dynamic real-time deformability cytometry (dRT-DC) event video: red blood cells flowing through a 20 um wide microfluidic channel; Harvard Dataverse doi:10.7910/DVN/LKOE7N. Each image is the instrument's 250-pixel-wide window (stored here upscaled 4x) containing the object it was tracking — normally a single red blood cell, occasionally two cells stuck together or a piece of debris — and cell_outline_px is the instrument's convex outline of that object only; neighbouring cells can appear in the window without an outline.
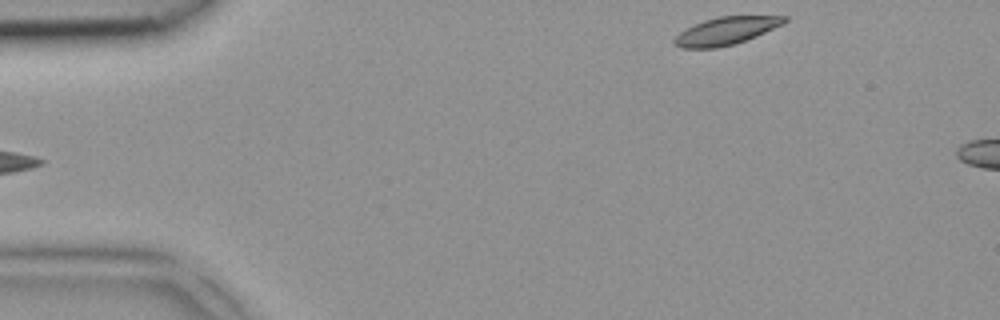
{"species": "common noctule bat (a hibernating species)", "species_latin": "Nyctalus noctula", "temperature_condition": "room temperature", "stored_images_in_passage": 2, "segment_of_instrument_passage": [2, 2], "camera_frame_rate_fps": 3000, "um_per_image_px": 0.085, "animal": {"sex": "female", "body_mass_g": 18.4}, "frame": {"image": 1, "passage_image": 2, "time_ms": 0.333, "image_size_px": [1000, 320], "cell_outline_px": [[788, 20], [784, 24], [756, 36], [736, 44], [716, 48], [680, 48], [672, 40], [680, 32], [704, 20], [720, 16], [788, 16]], "centroid_in_image_um": [61.74, 2.63], "position_along_channel_um": 23.3, "area_um2": 17.63}}